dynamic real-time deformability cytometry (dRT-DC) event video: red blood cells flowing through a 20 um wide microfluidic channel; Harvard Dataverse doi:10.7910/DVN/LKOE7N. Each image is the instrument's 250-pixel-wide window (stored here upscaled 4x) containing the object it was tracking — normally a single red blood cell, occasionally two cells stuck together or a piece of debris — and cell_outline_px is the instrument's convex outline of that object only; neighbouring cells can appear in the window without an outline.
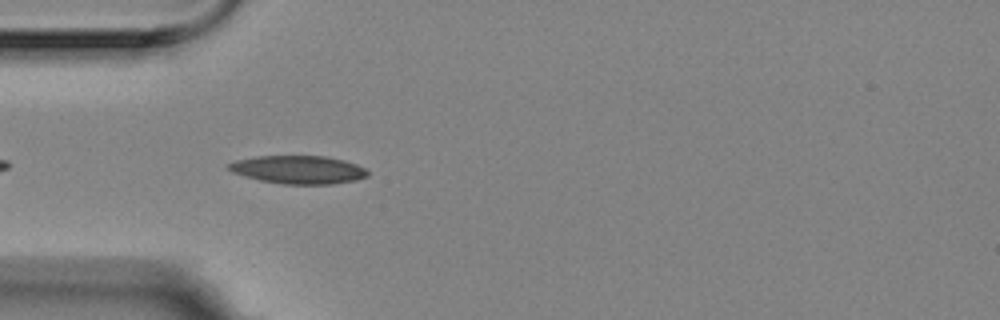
{"species": "Egyptian fruit bat (a non-hibernating species)", "species_latin": "Rousettus aegyptiacus", "temperature_condition": "room temperature", "stored_images_in_passage": 28, "camera_frame_rate_fps": 3000, "um_per_image_px": 0.085, "animal": {"sex": "female"}, "frame": {"image": 1, "passage_image": 4, "time_ms": 1.0, "image_size_px": [1000, 320], "cell_outline_px": [[368, 176], [356, 180], [332, 184], [284, 184], [260, 180], [244, 176], [232, 172], [228, 168], [228, 164], [236, 160], [256, 156], [324, 156], [344, 160], [356, 164], [364, 168], [368, 172]], "centroid_in_image_um": [25.36, 14.42], "position_along_channel_um": 59.6, "area_um2": 22.72}}
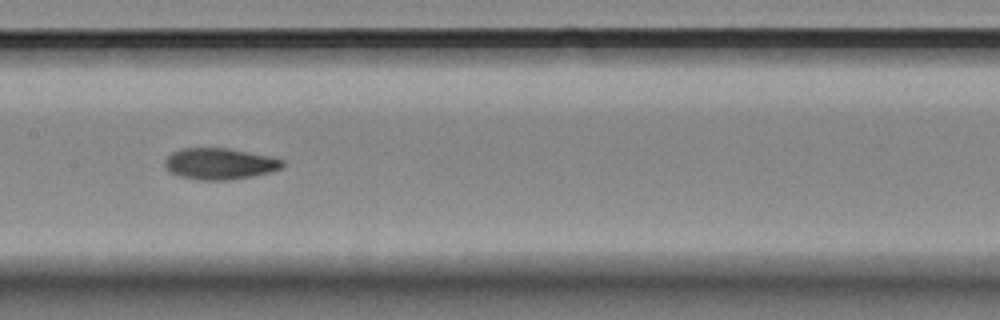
{"frame": {"image": 2, "passage_image": 15, "time_ms": 4.667, "image_size_px": [1000, 320], "cell_outline_px": [[284, 164], [280, 168], [272, 172], [252, 176], [228, 180], [200, 180], [180, 176], [168, 172], [164, 168], [164, 160], [172, 152], [180, 148], [228, 148], [268, 156], [284, 160]], "centroid_in_image_um": [18.63, 13.92], "position_along_channel_um": 188.8, "area_um2": 21.56}}
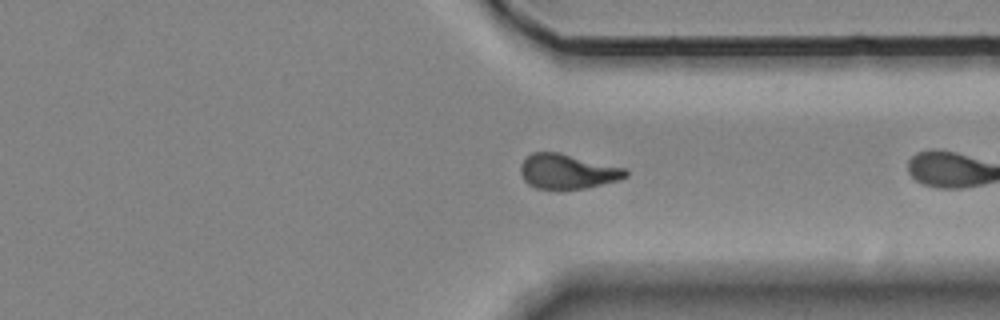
{"frame": {"image": 3, "passage_image": 27, "time_ms": 8.667, "image_size_px": [1000, 320], "cell_outline_px": [[628, 176], [616, 180], [584, 188], [564, 192], [560, 192], [536, 188], [528, 184], [524, 180], [520, 172], [520, 164], [532, 152], [560, 152], [624, 168], [628, 172]], "centroid_in_image_um": [48.18, 14.6], "position_along_channel_um": 363.2, "area_um2": 21.68}}